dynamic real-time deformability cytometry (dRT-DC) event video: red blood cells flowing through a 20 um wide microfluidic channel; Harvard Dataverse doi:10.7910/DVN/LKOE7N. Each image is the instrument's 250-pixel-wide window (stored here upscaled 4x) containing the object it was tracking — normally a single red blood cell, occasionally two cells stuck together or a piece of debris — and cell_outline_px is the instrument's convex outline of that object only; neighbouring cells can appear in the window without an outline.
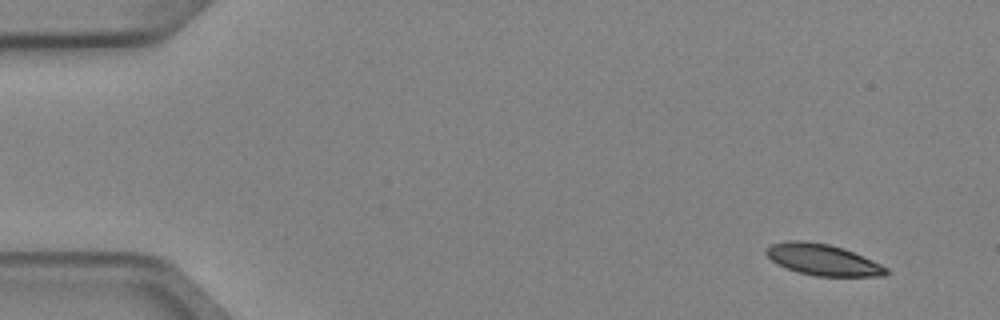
{"species": "Egyptian fruit bat (a non-hibernating species)", "species_latin": "Rousettus aegyptiacus", "temperature_condition": "cold", "stored_images_in_passage": 4, "camera_frame_rate_fps": 3000, "um_per_image_px": 0.085, "animal": {"sex": "female"}, "frame": {"image": 1, "passage_image": 1, "time_ms": 0.0, "image_size_px": [1000, 320], "cell_outline_px": [[888, 272], [884, 276], [816, 276], [796, 272], [772, 260], [764, 252], [764, 248], [772, 244], [788, 240], [808, 240], [828, 244], [844, 248], [872, 260], [888, 268]], "centroid_in_image_um": [69.92, 22.06], "position_along_channel_um": 15.1, "area_um2": 21.85}}
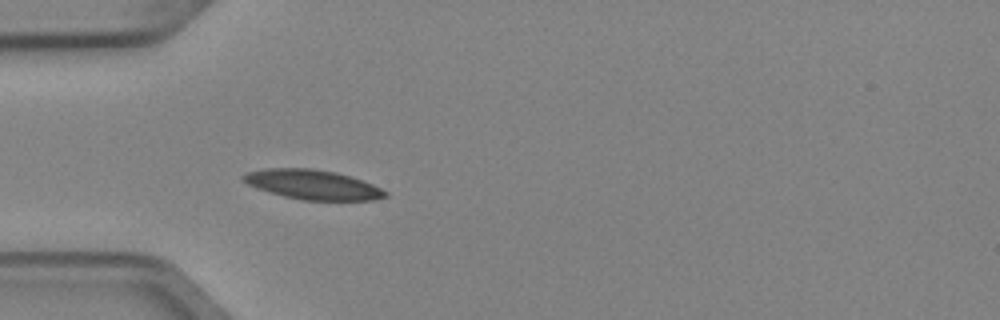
{"frame": {"image": 2, "passage_image": 4, "time_ms": 1.0, "image_size_px": [1000, 320], "cell_outline_px": [[388, 196], [372, 200], [304, 200], [284, 196], [256, 188], [240, 180], [240, 176], [244, 172], [264, 168], [312, 168], [336, 172], [372, 184], [388, 192]], "centroid_in_image_um": [26.51, 15.68], "position_along_channel_um": 58.5, "area_um2": 24.51}}